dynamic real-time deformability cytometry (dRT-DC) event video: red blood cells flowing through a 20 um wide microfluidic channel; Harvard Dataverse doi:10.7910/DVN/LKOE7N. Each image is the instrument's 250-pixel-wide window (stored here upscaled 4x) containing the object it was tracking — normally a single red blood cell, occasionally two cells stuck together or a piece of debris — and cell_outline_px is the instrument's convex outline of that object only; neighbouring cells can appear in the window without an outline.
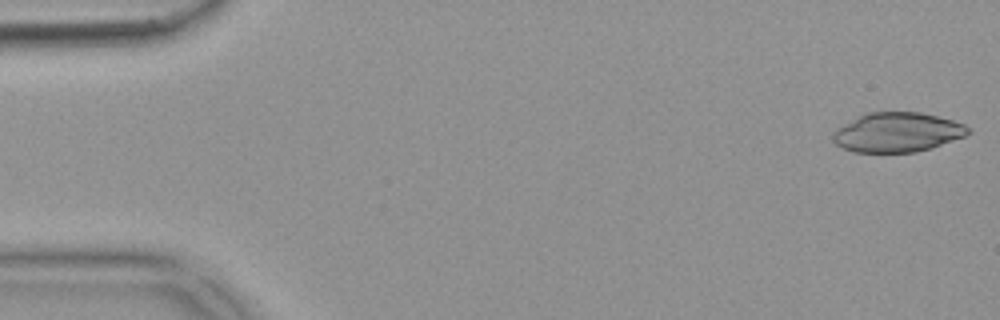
{"species": "common noctule bat (a hibernating species)", "species_latin": "Nyctalus noctula", "temperature_condition": "warm", "stored_images_in_passage": 52, "camera_frame_rate_fps": 3000, "um_per_image_px": 0.085, "animal": {"sex": "female", "body_mass_g": 18.4}, "frame": {"image": 1, "passage_image": 1, "time_ms": 0.0, "image_size_px": [1000, 320], "cell_outline_px": [[968, 132], [960, 136], [924, 148], [908, 152], [860, 152], [848, 148], [840, 144], [844, 128], [864, 116], [880, 112], [912, 112], [932, 116], [948, 120], [960, 124]], "centroid_in_image_um": [76.38, 11.25], "position_along_channel_um": 8.6, "area_um2": 27.46}}
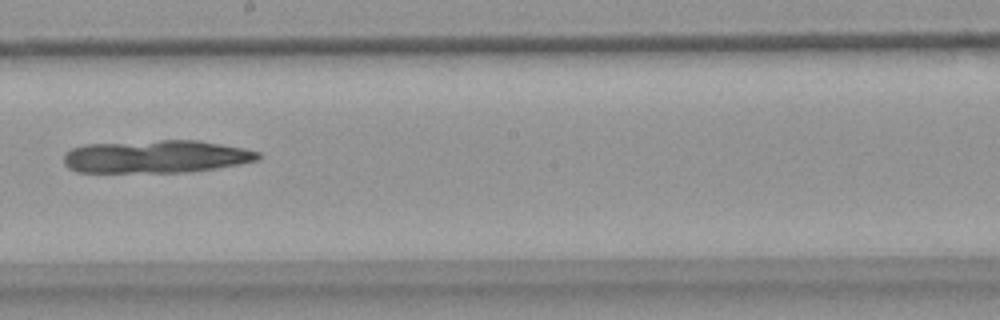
{"frame": {"image": 2, "passage_image": 29, "time_ms": 9.333, "image_size_px": [1000, 320], "cell_outline_px": [[256, 156], [248, 160], [228, 164], [204, 168], [120, 172], [84, 172], [72, 168], [68, 164], [68, 152], [76, 148], [172, 140], [208, 144], [236, 148], [256, 152]], "centroid_in_image_um": [13.13, 13.32], "position_along_channel_um": 235.1, "area_um2": 32.08}}
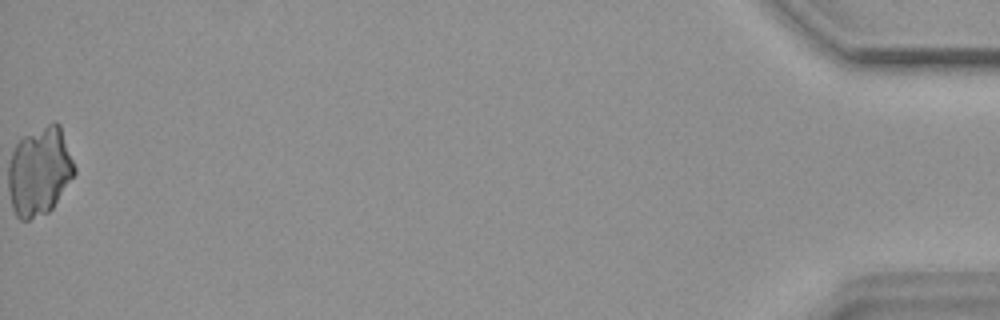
{"frame": {"image": 3, "passage_image": 52, "time_ms": 17.0, "image_size_px": [1000, 320], "cell_outline_px": [[72, 176], [52, 208], [28, 220], [24, 220], [16, 212], [12, 204], [12, 156], [16, 148], [20, 144], [56, 124], [60, 128], [72, 164]], "centroid_in_image_um": [3.4, 14.69], "position_along_channel_um": 431.8, "area_um2": 29.94}}